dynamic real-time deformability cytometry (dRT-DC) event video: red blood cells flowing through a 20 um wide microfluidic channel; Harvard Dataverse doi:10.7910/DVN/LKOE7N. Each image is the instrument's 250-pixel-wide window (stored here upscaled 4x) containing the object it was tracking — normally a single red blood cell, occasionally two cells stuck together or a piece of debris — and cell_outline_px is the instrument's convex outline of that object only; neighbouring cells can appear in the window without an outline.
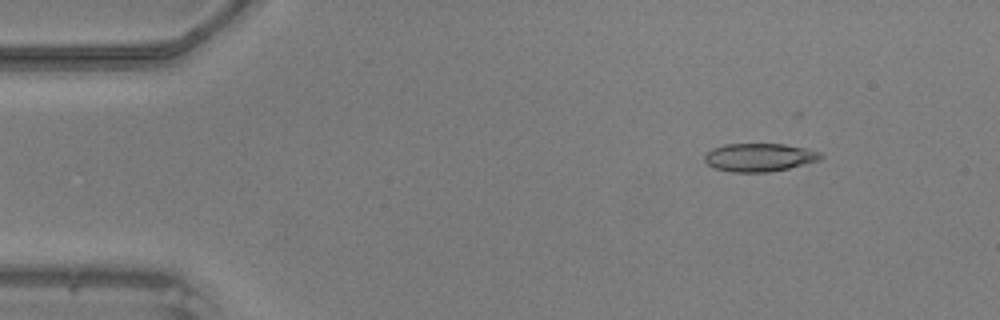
{"species": "common noctule bat (a hibernating species)", "species_latin": "Nyctalus noctula", "temperature_condition": "warm", "stored_images_in_passage": 48, "camera_frame_rate_fps": 3000, "um_per_image_px": 0.085, "animal": {"sex": "male", "body_mass_g": 20.5, "forearm_length_mm": 52.5}, "frame": {"image": 1, "passage_image": 6, "time_ms": 1.667, "image_size_px": [1000, 320], "cell_outline_px": [[824, 156], [820, 160], [788, 168], [768, 172], [732, 172], [712, 168], [704, 160], [704, 156], [712, 148], [724, 144], [784, 144], [804, 148], [820, 152]], "centroid_in_image_um": [64.52, 13.38], "position_along_channel_um": 20.5, "area_um2": 19.07}}
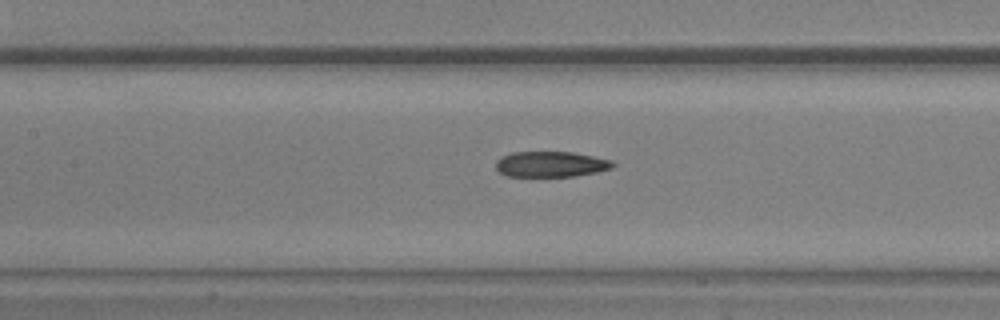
{"frame": {"image": 2, "passage_image": 22, "time_ms": 7.0, "image_size_px": [1000, 320], "cell_outline_px": [[616, 164], [612, 168], [596, 172], [572, 176], [508, 176], [500, 172], [496, 168], [496, 160], [500, 156], [512, 152], [572, 152], [612, 160]], "centroid_in_image_um": [46.81, 13.95], "position_along_channel_um": 160.6, "area_um2": 17.4}}
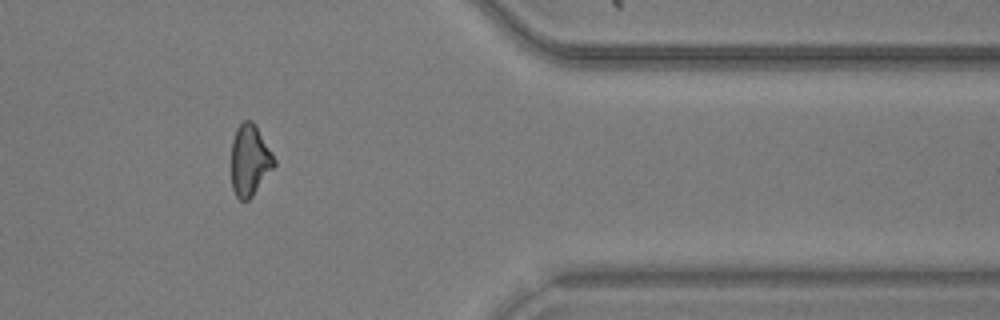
{"frame": {"image": 3, "passage_image": 40, "time_ms": 13.0, "image_size_px": [1000, 320], "cell_outline_px": [[276, 164], [252, 196], [248, 200], [240, 200], [236, 196], [232, 188], [232, 140], [236, 128], [244, 120], [252, 120], [256, 124], [272, 152], [276, 160]], "centroid_in_image_um": [21.24, 13.59], "position_along_channel_um": 390.2, "area_um2": 17.8}}